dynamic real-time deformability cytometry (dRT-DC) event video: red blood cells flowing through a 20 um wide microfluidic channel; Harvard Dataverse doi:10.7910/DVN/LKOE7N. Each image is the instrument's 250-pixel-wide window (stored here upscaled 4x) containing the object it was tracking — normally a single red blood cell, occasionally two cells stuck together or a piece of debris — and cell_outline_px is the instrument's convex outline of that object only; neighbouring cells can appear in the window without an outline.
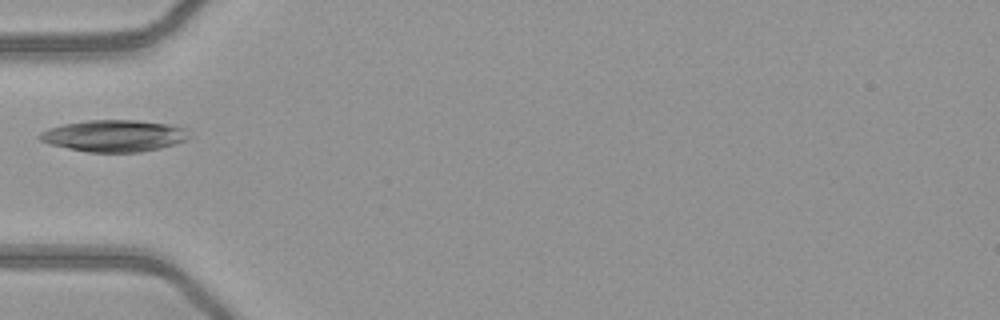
{"species": "common noctule bat (a hibernating species)", "species_latin": "Nyctalus noctula", "temperature_condition": "warm", "stored_images_in_passage": 14, "camera_frame_rate_fps": 3000, "um_per_image_px": 0.085, "animal": {"sex": "female", "body_mass_g": 21.9}, "frame": {"image": 1, "passage_image": 1, "time_ms": 0.0, "image_size_px": [1000, 320], "cell_outline_px": [[192, 136], [188, 140], [176, 144], [160, 148], [140, 152], [88, 152], [48, 144], [40, 140], [40, 132], [48, 128], [64, 124], [88, 120], [136, 120], [168, 124], [188, 128]], "centroid_in_image_um": [9.77, 11.54], "position_along_channel_um": 75.2, "area_um2": 27.86}}